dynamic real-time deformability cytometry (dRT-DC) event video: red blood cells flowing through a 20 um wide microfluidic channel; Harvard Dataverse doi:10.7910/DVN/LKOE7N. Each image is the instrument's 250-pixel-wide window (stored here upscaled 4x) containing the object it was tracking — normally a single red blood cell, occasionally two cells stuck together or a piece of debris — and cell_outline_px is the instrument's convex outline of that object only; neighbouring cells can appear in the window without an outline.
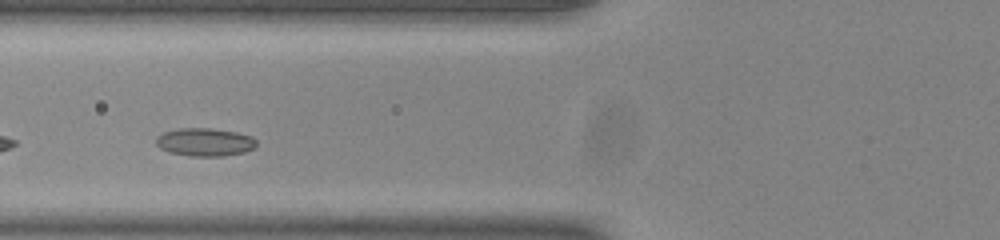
{"species": "common noctule bat (a hibernating species)", "species_latin": "Nyctalus noctula", "temperature_condition": "room temperature", "stored_images_in_passage": 30, "camera_frame_rate_fps": 3000, "um_per_image_px": 0.085, "animal": {"sex": "male", "body_mass_g": 20.0, "forearm_length_mm": 53.3}, "frame": {"image": 1, "passage_image": 5, "time_ms": 1.333, "image_size_px": [1000, 240], "cell_outline_px": [[256, 144], [252, 148], [244, 152], [224, 156], [188, 156], [168, 152], [160, 148], [156, 144], [156, 136], [164, 132], [180, 128], [212, 128], [236, 132], [252, 136], [256, 140]], "centroid_in_image_um": [17.39, 12.08], "position_along_channel_um": 108.4, "area_um2": 16.47}}
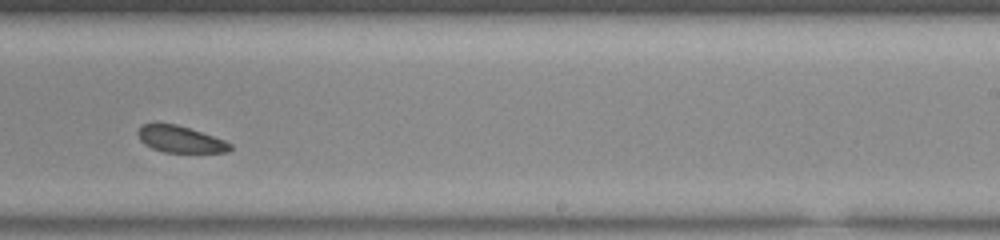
{"frame": {"image": 2, "passage_image": 18, "time_ms": 5.667, "image_size_px": [1000, 240], "cell_outline_px": [[232, 148], [228, 152], [164, 152], [152, 148], [144, 144], [140, 140], [136, 132], [144, 124], [176, 124], [224, 140], [232, 144]], "centroid_in_image_um": [15.31, 11.85], "position_along_channel_um": 273.7, "area_um2": 14.05}}